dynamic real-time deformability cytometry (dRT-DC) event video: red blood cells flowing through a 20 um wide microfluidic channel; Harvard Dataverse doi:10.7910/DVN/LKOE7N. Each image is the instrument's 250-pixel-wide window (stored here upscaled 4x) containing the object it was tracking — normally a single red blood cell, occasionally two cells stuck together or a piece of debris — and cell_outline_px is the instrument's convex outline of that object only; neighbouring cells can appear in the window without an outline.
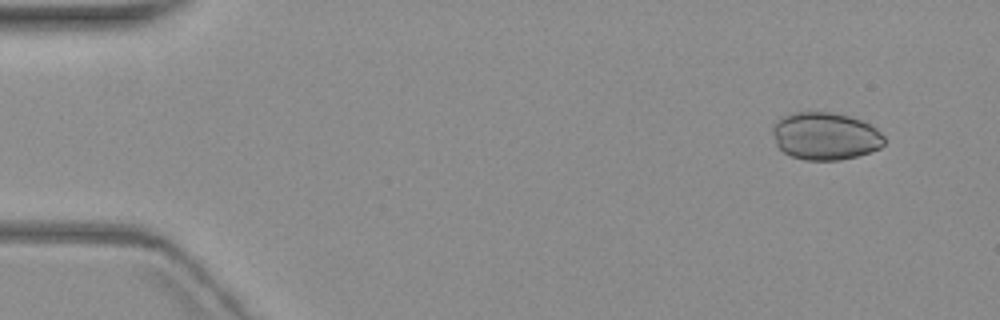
{"species": "common noctule bat (a hibernating species)", "species_latin": "Nyctalus noctula", "temperature_condition": "warm", "stored_images_in_passage": 4, "camera_frame_rate_fps": 3000, "um_per_image_px": 0.085, "animal": {"sex": "female", "body_mass_g": 19.3, "forearm_length_mm": 54.1}, "frame": {"image": 1, "passage_image": 2, "time_ms": 1.0, "image_size_px": [1000, 320], "cell_outline_px": [[884, 144], [880, 148], [856, 156], [840, 160], [804, 160], [792, 156], [784, 152], [776, 144], [772, 132], [772, 124], [780, 116], [792, 112], [832, 112], [848, 116], [860, 120], [876, 128], [884, 136]], "centroid_in_image_um": [70.11, 11.56], "position_along_channel_um": 14.9, "area_um2": 31.04}}